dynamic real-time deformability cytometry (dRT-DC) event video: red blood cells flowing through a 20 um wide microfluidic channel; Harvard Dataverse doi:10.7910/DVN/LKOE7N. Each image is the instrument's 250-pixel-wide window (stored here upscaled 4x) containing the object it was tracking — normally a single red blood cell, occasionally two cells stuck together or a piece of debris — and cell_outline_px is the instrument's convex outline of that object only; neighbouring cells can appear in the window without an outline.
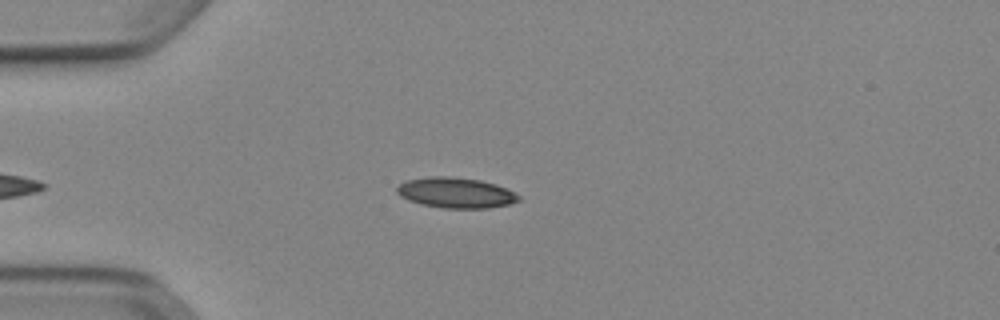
{"species": "Egyptian fruit bat (a non-hibernating species)", "species_latin": "Rousettus aegyptiacus", "temperature_condition": "cold", "stored_images_in_passage": 37, "camera_frame_rate_fps": 3000, "um_per_image_px": 0.085, "animal": {"sex": "female"}, "frame": {"image": 1, "passage_image": 3, "time_ms": 0.667, "image_size_px": [1000, 320], "cell_outline_px": [[520, 200], [508, 204], [488, 208], [444, 208], [420, 204], [408, 200], [400, 196], [396, 192], [396, 188], [400, 184], [408, 180], [432, 176], [452, 176], [480, 180], [496, 184], [520, 196]], "centroid_in_image_um": [38.72, 16.38], "position_along_channel_um": 46.3, "area_um2": 21.5}}
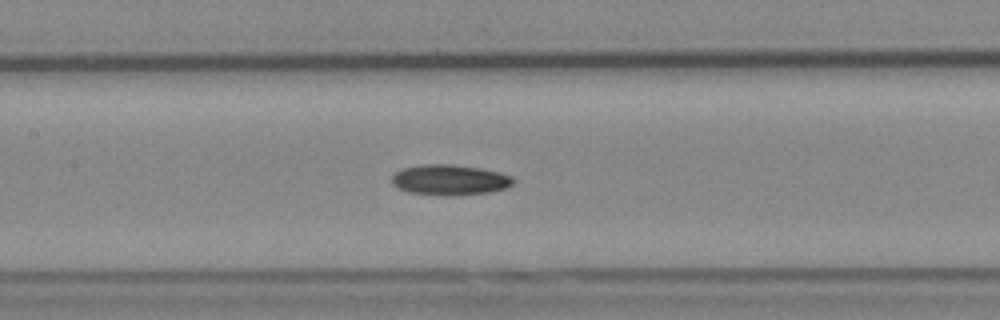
{"frame": {"image": 2, "passage_image": 14, "time_ms": 4.333, "image_size_px": [1000, 320], "cell_outline_px": [[516, 180], [512, 184], [504, 188], [488, 192], [452, 196], [444, 196], [408, 192], [392, 184], [392, 176], [396, 172], [404, 168], [420, 164], [452, 164], [480, 168], [500, 172], [512, 176]], "centroid_in_image_um": [38.24, 15.29], "position_along_channel_um": 169.2, "area_um2": 21.62}}
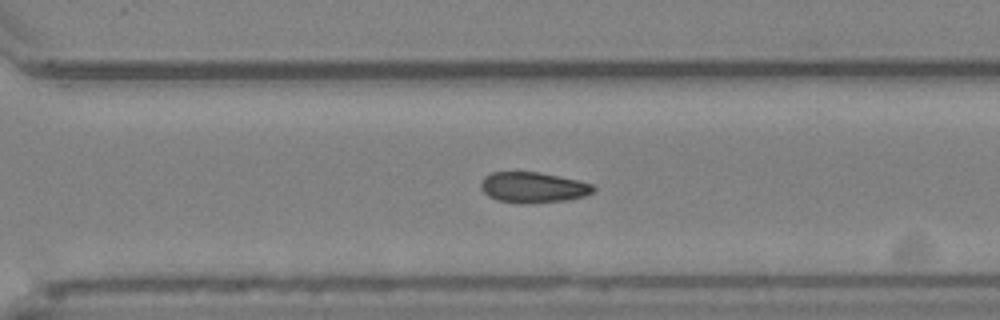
{"frame": {"image": 3, "passage_image": 26, "time_ms": 8.333, "image_size_px": [1000, 320], "cell_outline_px": [[596, 188], [592, 192], [584, 196], [568, 200], [496, 200], [488, 196], [480, 188], [480, 184], [484, 176], [492, 172], [540, 172], [576, 180], [592, 184]], "centroid_in_image_um": [45.3, 15.87], "position_along_channel_um": 325.3, "area_um2": 19.07}, "authors_computed_cell_mechanics": {"area_um2": 21.2126, "velocity_mm_per_s": 3.9057, "shape_relaxation_time_tau1_ms": 3.4997, "shape_relaxation_time_tau2_ms": null, "deformation_change_tau1": 0.0663, "deformation_change_tau2": null}}